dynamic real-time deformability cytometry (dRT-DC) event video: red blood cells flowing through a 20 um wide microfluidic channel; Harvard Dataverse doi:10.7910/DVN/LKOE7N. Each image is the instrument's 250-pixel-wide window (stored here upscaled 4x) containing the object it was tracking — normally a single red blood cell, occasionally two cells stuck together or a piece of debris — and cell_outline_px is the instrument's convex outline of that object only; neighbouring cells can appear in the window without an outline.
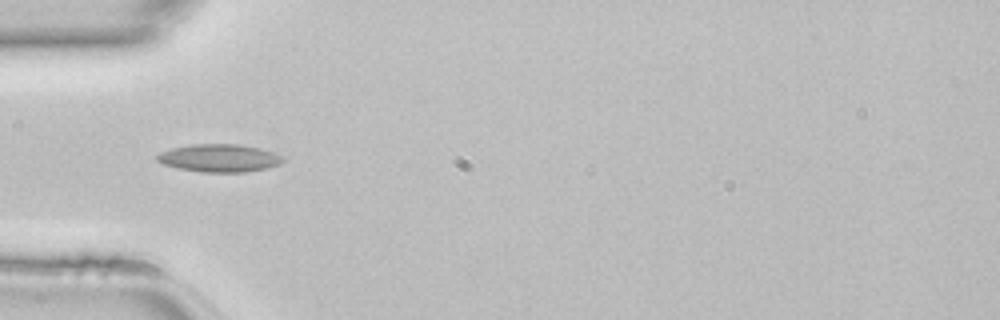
{"species": "common noctule bat (a hibernating species)", "species_latin": "Nyctalus noctula", "temperature_condition": "room temperature", "stored_images_in_passage": 46, "camera_frame_rate_fps": 3000, "um_per_image_px": 0.085, "animal": {"sex": "female", "body_mass_g": 22.7, "forearm_length_mm": 54.2}, "frame": {"image": 1, "passage_image": 14, "time_ms": 4.333, "image_size_px": [1000, 320], "cell_outline_px": [[284, 160], [280, 164], [264, 168], [244, 172], [200, 172], [180, 168], [164, 164], [156, 160], [156, 156], [160, 152], [172, 148], [192, 144], [236, 144], [260, 148], [284, 156]], "centroid_in_image_um": [18.64, 13.43], "position_along_channel_um": 66.4, "area_um2": 20.23}}